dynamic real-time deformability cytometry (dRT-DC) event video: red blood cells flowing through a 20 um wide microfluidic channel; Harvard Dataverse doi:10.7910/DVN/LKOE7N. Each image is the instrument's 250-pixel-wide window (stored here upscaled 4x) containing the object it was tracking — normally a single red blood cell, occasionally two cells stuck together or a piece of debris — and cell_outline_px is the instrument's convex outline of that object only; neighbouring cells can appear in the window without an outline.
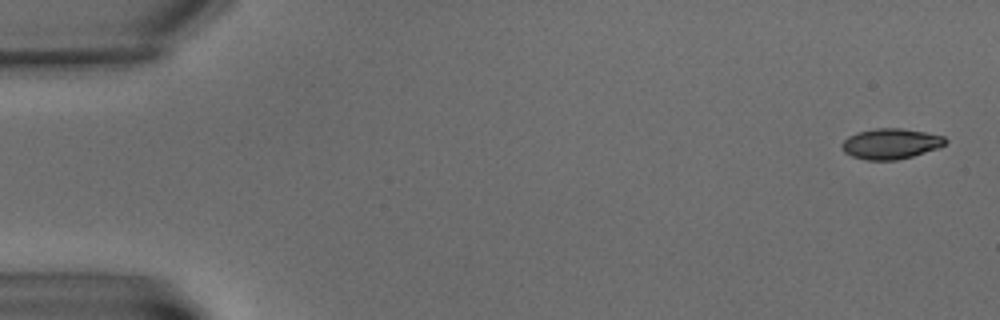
{"species": "common noctule bat (a hibernating species)", "species_latin": "Nyctalus noctula", "temperature_condition": "warm", "stored_images_in_passage": 6, "camera_frame_rate_fps": 3000, "um_per_image_px": 0.085, "animal": {"sex": "male", "body_mass_g": 15.6}, "frame": {"image": 1, "passage_image": 1, "time_ms": 0.0, "image_size_px": [1000, 320], "cell_outline_px": [[948, 140], [940, 148], [912, 156], [896, 160], [868, 160], [852, 156], [844, 152], [840, 148], [840, 144], [848, 136], [856, 132], [876, 128], [900, 128], [924, 132], [944, 136]], "centroid_in_image_um": [75.69, 12.21], "position_along_channel_um": 9.3, "area_um2": 18.5}}
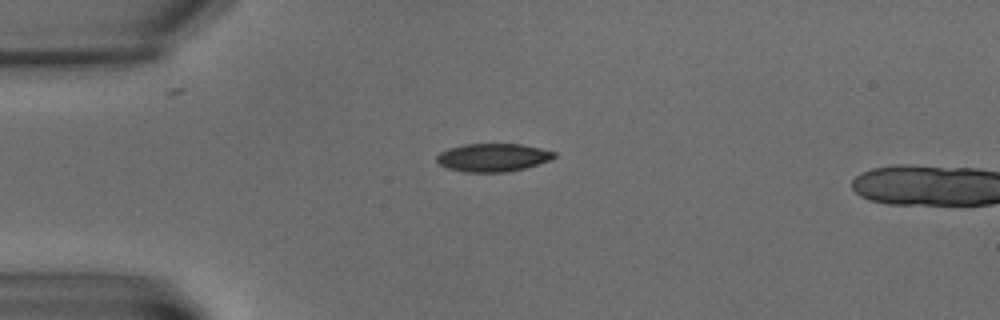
{"frame": {"image": 2, "passage_image": 5, "time_ms": 5.333, "image_size_px": [1000, 320], "cell_outline_px": [[556, 156], [552, 160], [524, 168], [508, 172], [464, 172], [448, 168], [440, 164], [436, 160], [436, 156], [440, 152], [448, 148], [464, 144], [520, 144], [540, 148], [556, 152]], "centroid_in_image_um": [41.9, 13.39], "position_along_channel_um": 43.1, "area_um2": 19.31}}